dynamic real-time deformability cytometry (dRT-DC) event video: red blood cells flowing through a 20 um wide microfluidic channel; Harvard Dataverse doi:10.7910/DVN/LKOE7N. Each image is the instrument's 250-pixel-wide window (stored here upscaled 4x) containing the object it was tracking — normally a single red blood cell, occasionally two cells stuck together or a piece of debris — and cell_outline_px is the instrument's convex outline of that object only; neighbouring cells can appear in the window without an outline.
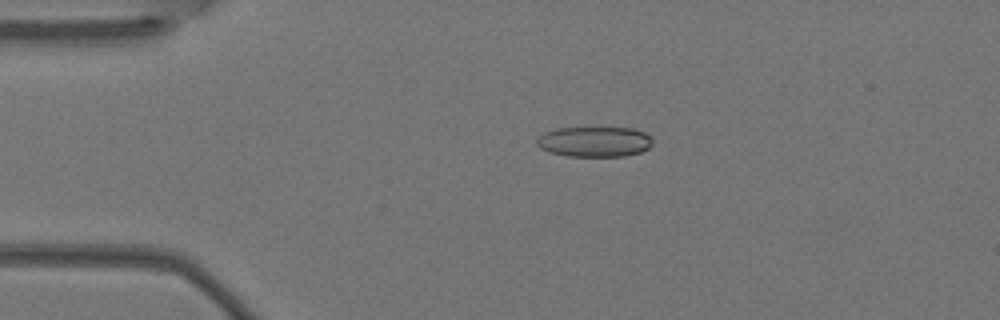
{"species": "Egyptian fruit bat (a non-hibernating species)", "species_latin": "Rousettus aegyptiacus", "temperature_condition": "warm", "stored_images_in_passage": 4, "camera_frame_rate_fps": 3000, "um_per_image_px": 0.085, "animal": {"sex": "female"}, "frame": {"image": 1, "passage_image": 3, "time_ms": 0.667, "image_size_px": [1000, 320], "cell_outline_px": [[652, 144], [648, 148], [640, 152], [624, 156], [568, 156], [552, 152], [540, 148], [536, 144], [536, 140], [544, 132], [556, 128], [600, 124], [632, 128], [644, 132], [652, 136]], "centroid_in_image_um": [50.55, 11.97], "position_along_channel_um": 34.4, "area_um2": 21.5}}